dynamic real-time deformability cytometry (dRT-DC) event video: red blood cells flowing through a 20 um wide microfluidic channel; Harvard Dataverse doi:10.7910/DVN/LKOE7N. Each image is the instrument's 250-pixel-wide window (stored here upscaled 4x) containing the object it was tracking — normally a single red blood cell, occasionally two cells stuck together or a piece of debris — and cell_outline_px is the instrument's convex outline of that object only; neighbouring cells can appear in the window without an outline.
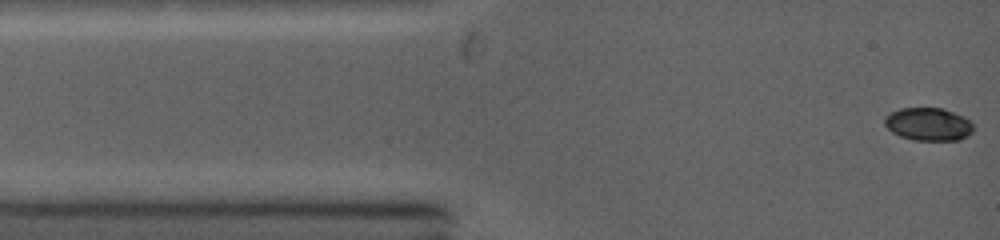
{"species": "common noctule bat (a hibernating species)", "species_latin": "Nyctalus noctula", "temperature_condition": "warm", "stored_images_in_passage": 6, "camera_frame_rate_fps": 5000, "um_per_image_px": 0.085, "animal": {"sex": "female", "body_mass_g": 19.0, "forearm_length_mm": 53.3}, "frame": {"image": 1, "passage_image": 1, "time_ms": 0.0, "image_size_px": [1000, 240], "cell_outline_px": [[972, 132], [968, 136], [960, 140], [912, 140], [900, 136], [892, 132], [884, 124], [884, 116], [888, 112], [900, 108], [944, 108], [964, 116], [972, 124]], "centroid_in_image_um": [78.88, 10.55], "position_along_channel_um": 6.1, "area_um2": 17.22}}
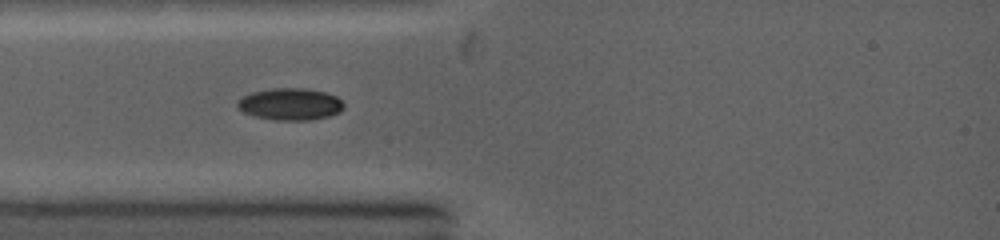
{"frame": {"image": 2, "passage_image": 5, "time_ms": 2.6, "image_size_px": [1000, 240], "cell_outline_px": [[344, 108], [340, 112], [328, 116], [312, 120], [272, 120], [252, 116], [244, 112], [236, 104], [244, 96], [252, 92], [276, 88], [300, 88], [324, 92], [336, 96], [344, 104]], "centroid_in_image_um": [24.68, 8.87], "position_along_channel_um": 60.3, "area_um2": 19.65}}